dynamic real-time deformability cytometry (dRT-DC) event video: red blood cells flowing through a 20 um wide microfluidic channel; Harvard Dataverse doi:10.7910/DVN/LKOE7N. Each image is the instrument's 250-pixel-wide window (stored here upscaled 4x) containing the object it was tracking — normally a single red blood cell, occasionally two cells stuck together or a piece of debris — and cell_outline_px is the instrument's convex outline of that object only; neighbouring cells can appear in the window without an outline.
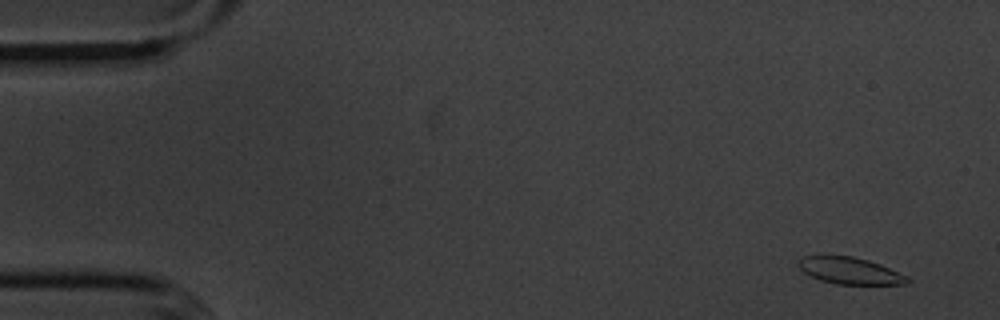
{"species": "common noctule bat (a hibernating species)", "species_latin": "Nyctalus noctula", "temperature_condition": "cold", "stored_images_in_passage": 56, "camera_frame_rate_fps": 3000, "um_per_image_px": 0.085, "animal": {"sex": "male", "body_mass_g": 20.1, "forearm_length_mm": 53.5}, "frame": {"image": 1, "passage_image": 4, "time_ms": 1.0, "image_size_px": [1000, 320], "cell_outline_px": [[912, 280], [908, 284], [836, 284], [820, 280], [804, 272], [796, 264], [800, 256], [852, 256], [868, 260], [880, 264], [908, 276]], "centroid_in_image_um": [72.25, 23.01], "position_along_channel_um": 12.7, "area_um2": 16.99}}
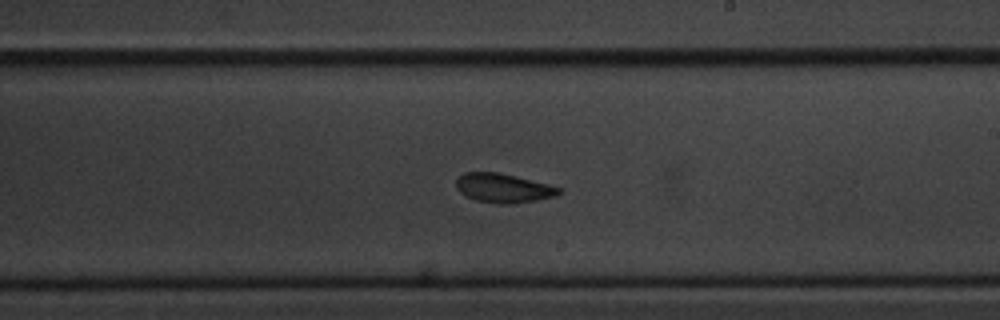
{"frame": {"image": 2, "passage_image": 33, "time_ms": 10.667, "image_size_px": [1000, 320], "cell_outline_px": [[564, 192], [556, 196], [536, 200], [512, 204], [500, 204], [476, 200], [464, 196], [456, 188], [456, 180], [464, 172], [500, 172], [548, 184], [560, 188]], "centroid_in_image_um": [42.78, 15.99], "position_along_channel_um": 246.2, "area_um2": 17.57}}
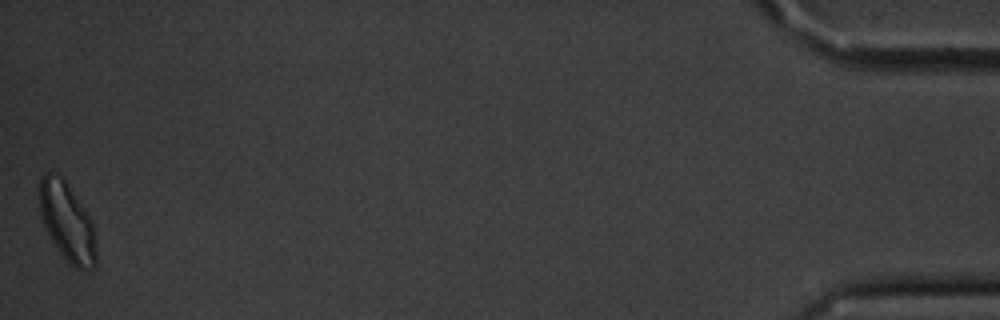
{"frame": {"image": 3, "passage_image": 56, "time_ms": 18.333, "image_size_px": [1000, 320], "cell_outline_px": [[96, 264], [92, 268], [84, 272], [80, 272], [56, 248], [44, 224], [40, 212], [40, 176], [44, 172], [52, 172], [60, 176], [64, 180], [84, 208], [92, 224], [96, 252]], "centroid_in_image_um": [5.7, 18.88], "position_along_channel_um": 429.5, "area_um2": 25.43}, "authors_computed_cell_mechanics": {"area_um2": 17.9758, "velocity_mm_per_s": 3.5927, "shape_relaxation_time_tau1_ms": 3.0911, "shape_relaxation_time_tau2_ms": 2.5602, "deformation_change_tau1": 0.0997, "deformation_change_tau2": 0.059}}